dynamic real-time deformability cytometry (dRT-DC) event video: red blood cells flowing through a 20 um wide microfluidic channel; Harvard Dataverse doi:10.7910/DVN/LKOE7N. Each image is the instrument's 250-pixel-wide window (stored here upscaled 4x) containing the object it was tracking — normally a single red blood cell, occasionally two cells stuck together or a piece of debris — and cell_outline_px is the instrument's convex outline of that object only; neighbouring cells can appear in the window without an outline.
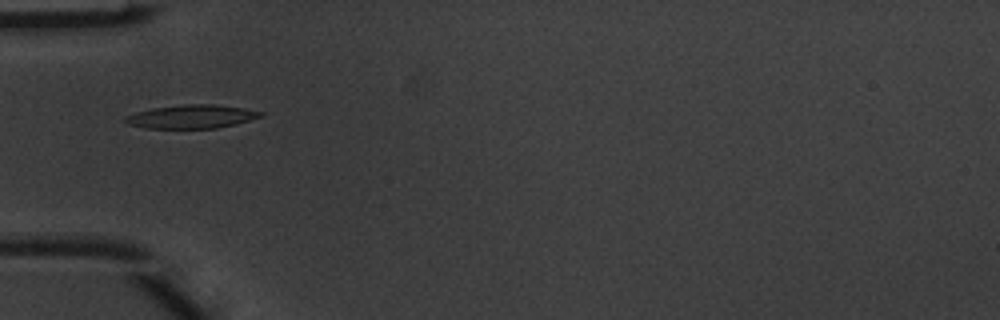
{"species": "common noctule bat (a hibernating species)", "species_latin": "Nyctalus noctula", "temperature_condition": "warm", "stored_images_in_passage": 4, "camera_frame_rate_fps": 3000, "um_per_image_px": 0.085, "animal": {"sex": "male", "body_mass_g": 20.1, "forearm_length_mm": 53.5}, "frame": {"image": 1, "passage_image": 4, "time_ms": 1.0, "image_size_px": [1000, 320], "cell_outline_px": [[264, 116], [236, 124], [216, 128], [148, 128], [128, 124], [124, 120], [124, 116], [136, 112], [156, 108], [184, 104], [212, 104], [244, 108], [264, 112]], "centroid_in_image_um": [16.32, 9.91], "position_along_channel_um": 68.7, "area_um2": 18.44}}